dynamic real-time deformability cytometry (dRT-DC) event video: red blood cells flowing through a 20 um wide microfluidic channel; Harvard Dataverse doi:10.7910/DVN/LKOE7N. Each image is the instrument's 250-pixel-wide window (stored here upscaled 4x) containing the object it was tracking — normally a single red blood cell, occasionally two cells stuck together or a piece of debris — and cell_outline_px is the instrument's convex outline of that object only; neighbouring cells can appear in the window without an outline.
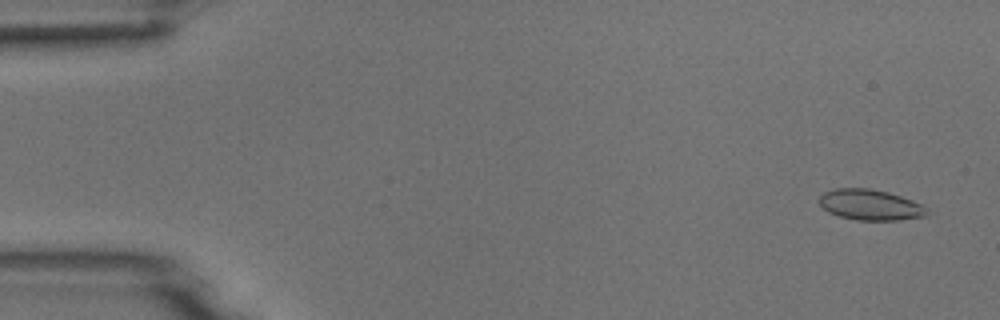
{"species": "common noctule bat (a hibernating species)", "species_latin": "Nyctalus noctula", "temperature_condition": "room temperature", "stored_images_in_passage": 54, "camera_frame_rate_fps": 3000, "um_per_image_px": 0.085, "animal": {"sex": "male", "body_mass_g": 18.8}, "frame": {"image": 1, "passage_image": 3, "time_ms": 0.667, "image_size_px": [1000, 320], "cell_outline_px": [[928, 216], [896, 220], [856, 220], [840, 216], [828, 212], [820, 204], [820, 196], [824, 192], [836, 188], [868, 188], [888, 192], [900, 196], [920, 204], [928, 208]], "centroid_in_image_um": [73.98, 17.41], "position_along_channel_um": 11.0, "area_um2": 19.13}}
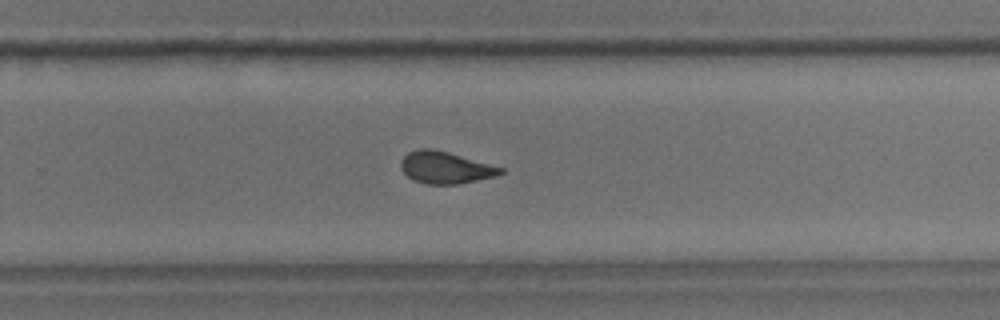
{"frame": {"image": 2, "passage_image": 35, "time_ms": 11.333, "image_size_px": [1000, 320], "cell_outline_px": [[504, 172], [496, 176], [456, 184], [428, 184], [416, 180], [408, 176], [400, 168], [400, 160], [408, 152], [416, 148], [432, 148], [448, 152], [504, 168]], "centroid_in_image_um": [37.83, 14.22], "position_along_channel_um": 292.0, "area_um2": 18.44}}
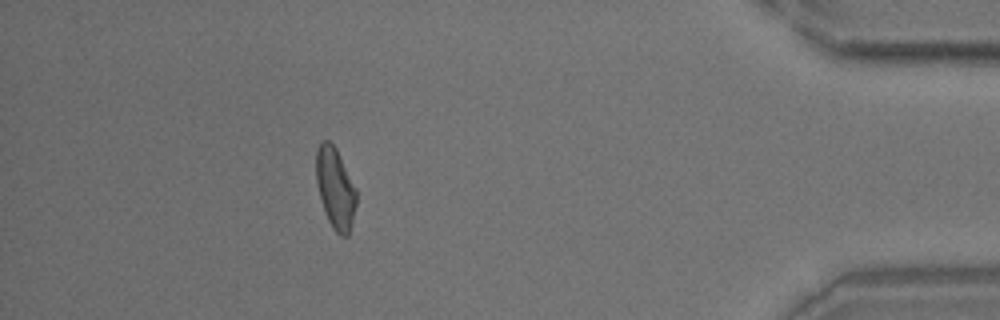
{"frame": {"image": 3, "passage_image": 48, "time_ms": 15.667, "image_size_px": [1000, 320], "cell_outline_px": [[356, 204], [348, 236], [340, 236], [332, 228], [324, 212], [316, 180], [316, 148], [320, 140], [328, 140], [336, 148], [356, 188]], "centroid_in_image_um": [28.48, 15.98], "position_along_channel_um": 406.7, "area_um2": 18.96}}